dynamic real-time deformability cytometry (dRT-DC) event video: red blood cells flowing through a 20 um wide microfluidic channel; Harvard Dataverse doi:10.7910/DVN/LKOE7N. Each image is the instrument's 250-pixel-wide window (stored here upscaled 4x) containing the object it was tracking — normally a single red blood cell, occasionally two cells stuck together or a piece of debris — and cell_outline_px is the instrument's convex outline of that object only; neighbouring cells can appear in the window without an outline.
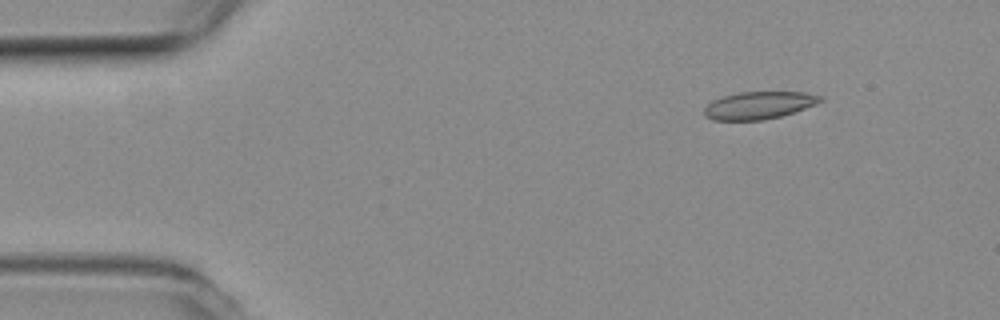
{"species": "common noctule bat (a hibernating species)", "species_latin": "Nyctalus noctula", "temperature_condition": "room temperature", "stored_images_in_passage": 5, "camera_frame_rate_fps": 3000, "um_per_image_px": 0.085, "animal": {"sex": "female", "body_mass_g": 19.3, "forearm_length_mm": 54.1}, "frame": {"image": 1, "passage_image": 2, "time_ms": 0.333, "image_size_px": [1000, 320], "cell_outline_px": [[824, 100], [816, 104], [780, 116], [764, 120], [712, 120], [704, 116], [704, 108], [712, 100], [724, 96], [740, 92], [804, 92], [824, 96]], "centroid_in_image_um": [64.5, 8.95], "position_along_channel_um": 20.5, "area_um2": 18.55}}
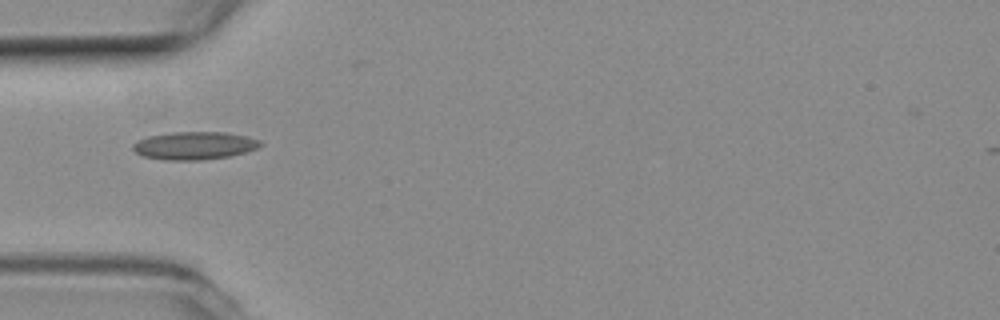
{"frame": {"image": 2, "passage_image": 5, "time_ms": 1.333, "image_size_px": [1000, 320], "cell_outline_px": [[264, 144], [256, 148], [244, 152], [228, 156], [204, 160], [164, 160], [144, 156], [136, 152], [132, 148], [132, 144], [136, 140], [148, 136], [172, 132], [224, 132], [248, 136], [260, 140]], "centroid_in_image_um": [16.51, 12.37], "position_along_channel_um": 68.5, "area_um2": 20.75}}